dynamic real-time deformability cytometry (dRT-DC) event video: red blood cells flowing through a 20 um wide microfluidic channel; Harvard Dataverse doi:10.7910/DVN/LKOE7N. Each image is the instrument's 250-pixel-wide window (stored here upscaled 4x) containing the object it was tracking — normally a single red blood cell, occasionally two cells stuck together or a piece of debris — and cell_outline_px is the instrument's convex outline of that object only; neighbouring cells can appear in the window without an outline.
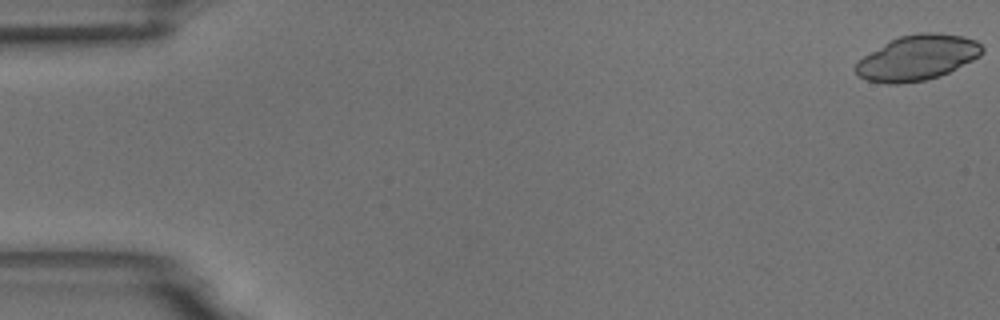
{"species": "common noctule bat (a hibernating species)", "species_latin": "Nyctalus noctula", "temperature_condition": "room temperature", "stored_images_in_passage": 11, "camera_frame_rate_fps": 3000, "um_per_image_px": 0.085, "animal": {"sex": "male", "body_mass_g": 18.8}, "frame": {"image": 1, "passage_image": 1, "time_ms": 0.0, "image_size_px": [1000, 320], "cell_outline_px": [[984, 52], [980, 56], [940, 76], [924, 80], [896, 84], [888, 84], [868, 80], [860, 76], [856, 72], [856, 64], [864, 56], [884, 44], [900, 36], [920, 32], [940, 32], [964, 36], [976, 40], [984, 48]], "centroid_in_image_um": [78.03, 4.89], "position_along_channel_um": 7.0, "area_um2": 33.0}}